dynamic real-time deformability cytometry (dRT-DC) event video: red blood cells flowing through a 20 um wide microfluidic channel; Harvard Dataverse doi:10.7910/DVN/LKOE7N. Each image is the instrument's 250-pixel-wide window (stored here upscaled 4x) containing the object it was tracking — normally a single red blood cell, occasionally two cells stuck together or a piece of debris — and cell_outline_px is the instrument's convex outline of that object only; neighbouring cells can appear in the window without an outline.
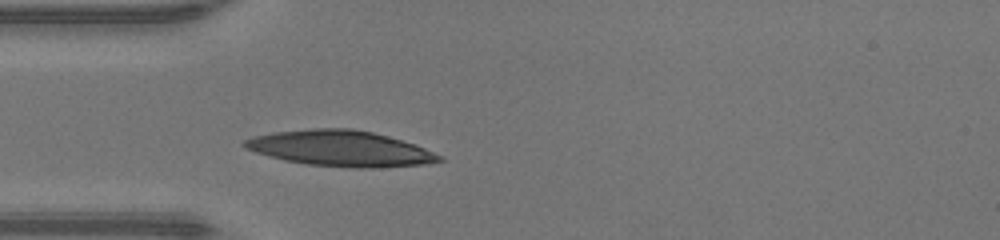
{"species": "human", "species_latin": "Homo sapiens", "temperature_condition": "warm", "stored_images_in_passage": 26, "camera_frame_rate_fps": 3000, "um_per_image_px": 0.085, "donor": {"sex": "male"}, "frame": {"image": 1, "passage_image": 1, "time_ms": 0.0, "image_size_px": [1000, 240], "cell_outline_px": [[444, 160], [424, 164], [380, 168], [352, 168], [308, 164], [284, 160], [268, 156], [244, 148], [240, 144], [244, 140], [252, 136], [272, 132], [312, 128], [352, 128], [372, 132], [388, 136], [424, 148], [444, 156]], "centroid_in_image_um": [28.9, 12.62], "position_along_channel_um": 56.1, "area_um2": 40.69}}
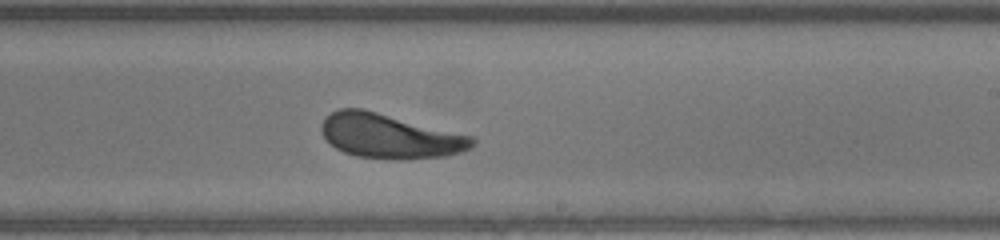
{"frame": {"image": 2, "passage_image": 15, "time_ms": 4.667, "image_size_px": [1000, 240], "cell_outline_px": [[476, 144], [472, 148], [464, 152], [448, 156], [404, 160], [392, 160], [356, 156], [344, 152], [336, 148], [324, 136], [320, 128], [320, 124], [332, 112], [340, 108], [364, 108], [472, 136], [476, 140]], "centroid_in_image_um": [33.18, 11.58], "position_along_channel_um": 255.8, "area_um2": 39.54}}
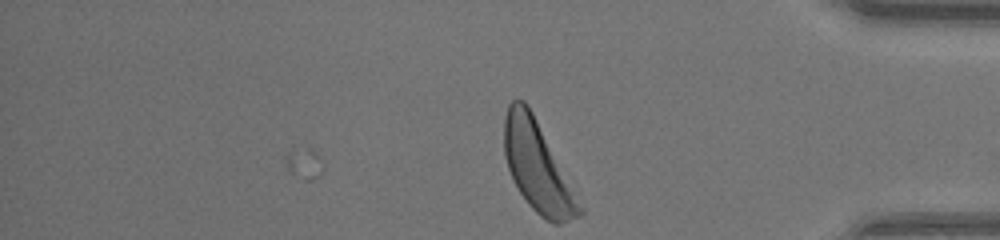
{"frame": {"image": 3, "passage_image": 26, "time_ms": 8.333, "image_size_px": [1000, 240], "cell_outline_px": [[584, 212], [560, 224], [552, 224], [540, 216], [528, 204], [520, 192], [508, 168], [504, 156], [504, 116], [508, 104], [512, 100], [524, 100], [528, 104], [584, 208]], "centroid_in_image_um": [45.67, 14.17], "position_along_channel_um": 389.5, "area_um2": 38.9}, "authors_computed_cell_mechanics": {"area_um2": 38.8416, "velocity_mm_per_s": 4.3436, "shape_relaxation_time_tau1_ms": 4.405, "shape_relaxation_time_tau2_ms": 2.4864, "deformation_change_tau1": 0.217, "deformation_change_tau2": 0.1183}}